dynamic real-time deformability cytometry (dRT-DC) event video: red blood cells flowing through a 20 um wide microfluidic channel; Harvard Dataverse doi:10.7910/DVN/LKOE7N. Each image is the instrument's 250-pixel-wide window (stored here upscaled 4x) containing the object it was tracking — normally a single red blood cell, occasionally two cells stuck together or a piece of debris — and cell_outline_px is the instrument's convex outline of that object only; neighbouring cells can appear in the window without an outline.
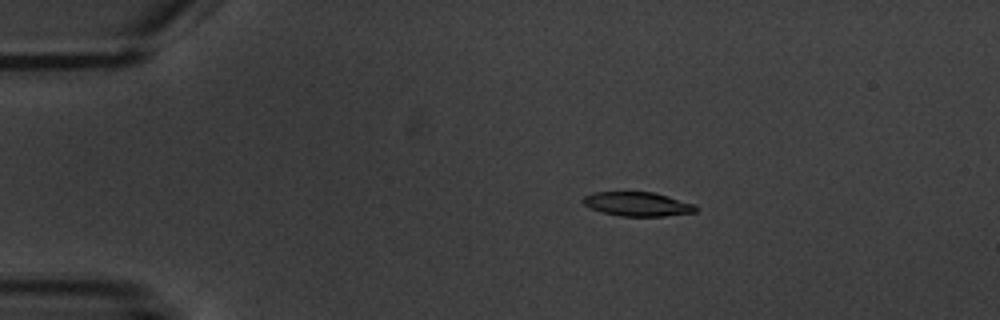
{"species": "common noctule bat (a hibernating species)", "species_latin": "Nyctalus noctula", "temperature_condition": "warm", "stored_images_in_passage": 6, "camera_frame_rate_fps": 3000, "um_per_image_px": 0.085, "animal": {"sex": "male", "body_mass_g": 20.1, "forearm_length_mm": 53.5}, "frame": {"image": 1, "passage_image": 3, "time_ms": 2.333, "image_size_px": [1000, 320], "cell_outline_px": [[696, 212], [664, 216], [620, 216], [600, 212], [584, 204], [580, 200], [584, 196], [592, 192], [652, 192], [668, 196], [696, 204]], "centroid_in_image_um": [54.17, 17.34], "position_along_channel_um": 30.8, "area_um2": 15.9}}